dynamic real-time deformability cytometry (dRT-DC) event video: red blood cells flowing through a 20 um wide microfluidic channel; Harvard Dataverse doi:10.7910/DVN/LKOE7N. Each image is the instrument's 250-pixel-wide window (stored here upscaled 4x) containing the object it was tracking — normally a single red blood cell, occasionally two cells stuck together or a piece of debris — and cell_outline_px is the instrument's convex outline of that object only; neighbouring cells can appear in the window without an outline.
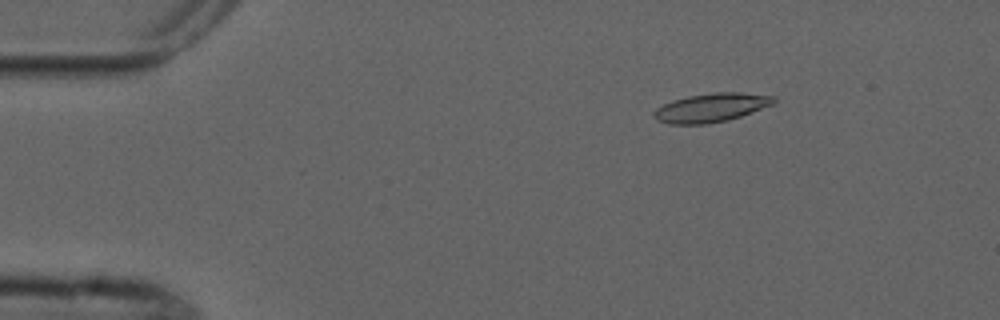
{"species": "common noctule bat (a hibernating species)", "species_latin": "Nyctalus noctula", "temperature_condition": "cold", "stored_images_in_passage": 5, "camera_frame_rate_fps": 3000, "um_per_image_px": 0.085, "animal": {"sex": "male", "forearm_length_mm": 52.5}, "frame": {"image": 1, "passage_image": 3, "time_ms": 2.333, "image_size_px": [1000, 320], "cell_outline_px": [[776, 100], [772, 104], [740, 116], [728, 120], [708, 124], [668, 124], [656, 120], [652, 116], [652, 112], [656, 108], [672, 100], [688, 96], [716, 92], [740, 92], [776, 96]], "centroid_in_image_um": [60.4, 9.15], "position_along_channel_um": 24.6, "area_um2": 20.11}}